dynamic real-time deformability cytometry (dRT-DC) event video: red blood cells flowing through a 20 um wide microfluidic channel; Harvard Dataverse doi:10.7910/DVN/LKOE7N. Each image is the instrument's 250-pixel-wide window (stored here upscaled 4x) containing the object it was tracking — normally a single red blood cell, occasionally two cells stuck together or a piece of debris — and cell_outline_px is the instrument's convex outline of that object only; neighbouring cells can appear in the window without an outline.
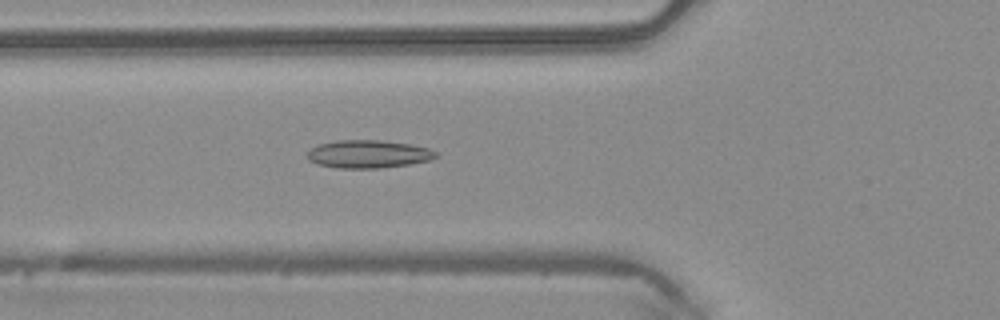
{"species": "common noctule bat (a hibernating species)", "species_latin": "Nyctalus noctula", "temperature_condition": "warm", "stored_images_in_passage": 48, "camera_frame_rate_fps": 3000, "um_per_image_px": 0.085, "animal": {"sex": "male", "body_mass_g": 20.4}, "frame": {"image": 1, "passage_image": 17, "time_ms": 5.333, "image_size_px": [1000, 320], "cell_outline_px": [[440, 156], [428, 160], [408, 164], [380, 168], [336, 168], [316, 164], [308, 160], [308, 152], [316, 144], [336, 140], [380, 140], [408, 144], [428, 148], [436, 152]], "centroid_in_image_um": [31.26, 13.09], "position_along_channel_um": 94.5, "area_um2": 20.92}}
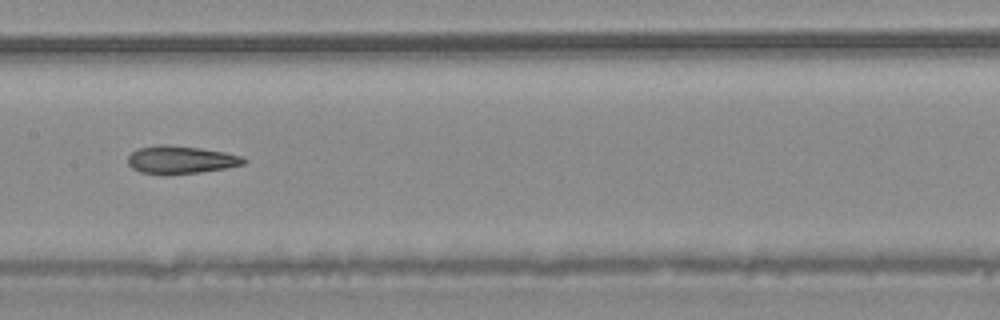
{"frame": {"image": 2, "passage_image": 24, "time_ms": 7.667, "image_size_px": [1000, 320], "cell_outline_px": [[248, 160], [244, 164], [228, 168], [200, 172], [140, 172], [132, 168], [128, 164], [128, 156], [136, 148], [156, 144], [168, 144], [200, 148], [224, 152], [244, 156]], "centroid_in_image_um": [15.4, 13.53], "position_along_channel_um": 192.0, "area_um2": 18.5}}
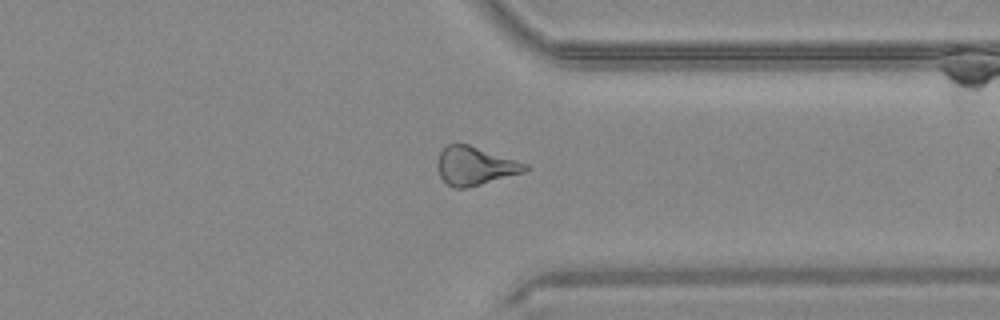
{"frame": {"image": 3, "passage_image": 37, "time_ms": 12.0, "image_size_px": [1000, 320], "cell_outline_px": [[528, 168], [524, 172], [480, 184], [464, 188], [456, 188], [448, 184], [440, 176], [436, 164], [440, 152], [448, 144], [468, 144], [528, 164]], "centroid_in_image_um": [40.35, 14.09], "position_along_channel_um": 371.0, "area_um2": 19.25}, "authors_computed_cell_mechanics": {"area_um2": 19.9988, "velocity_mm_per_s": 4.1512, "shape_relaxation_time_tau1_ms": null, "shape_relaxation_time_tau2_ms": 6.5351, "deformation_change_tau1": null, "deformation_change_tau2": 0.1733}}